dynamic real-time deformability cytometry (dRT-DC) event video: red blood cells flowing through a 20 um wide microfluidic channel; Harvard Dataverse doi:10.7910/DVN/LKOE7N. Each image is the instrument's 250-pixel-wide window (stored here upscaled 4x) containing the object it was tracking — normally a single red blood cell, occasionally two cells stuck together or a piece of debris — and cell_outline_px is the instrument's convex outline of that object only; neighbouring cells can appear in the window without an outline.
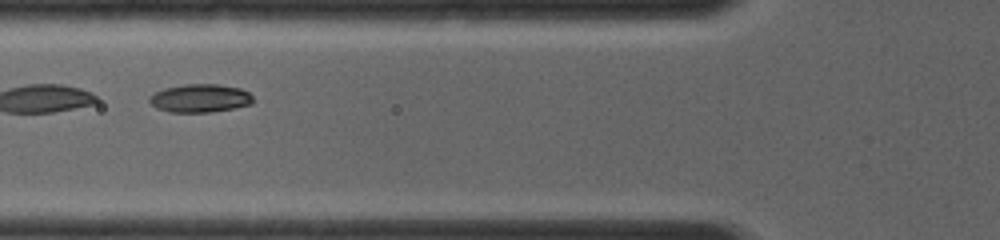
{"species": "common noctule bat (a hibernating species)", "species_latin": "Nyctalus noctula", "temperature_condition": "room temperature", "stored_images_in_passage": 52, "camera_frame_rate_fps": 4000, "um_per_image_px": 0.085, "animal": {"sex": "female", "body_mass_g": 19.0, "forearm_length_mm": 56.7}, "frame": {"image": 1, "passage_image": 6, "time_ms": 1.0, "image_size_px": [1000, 240], "cell_outline_px": [[252, 104], [236, 108], [212, 112], [168, 112], [156, 108], [148, 100], [148, 96], [164, 88], [184, 84], [220, 84], [240, 88], [248, 92], [252, 96]], "centroid_in_image_um": [17.0, 8.35], "position_along_channel_um": 108.8, "area_um2": 17.22}}
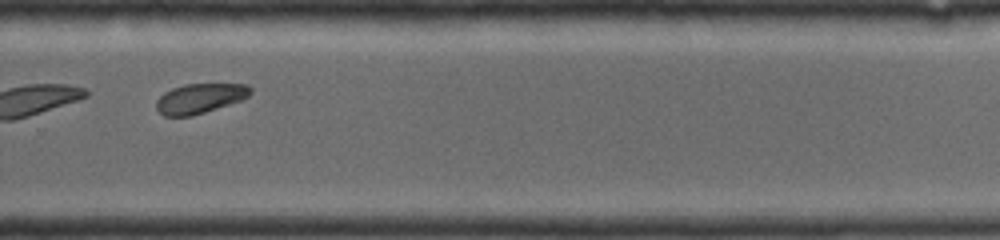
{"frame": {"image": 2, "passage_image": 35, "time_ms": 5.5, "image_size_px": [1000, 240], "cell_outline_px": [[252, 92], [248, 96], [240, 100], [204, 112], [188, 116], [164, 116], [156, 108], [156, 100], [164, 92], [172, 88], [184, 84], [248, 84], [252, 88]], "centroid_in_image_um": [16.97, 8.35], "position_along_channel_um": 312.8, "area_um2": 16.18}}
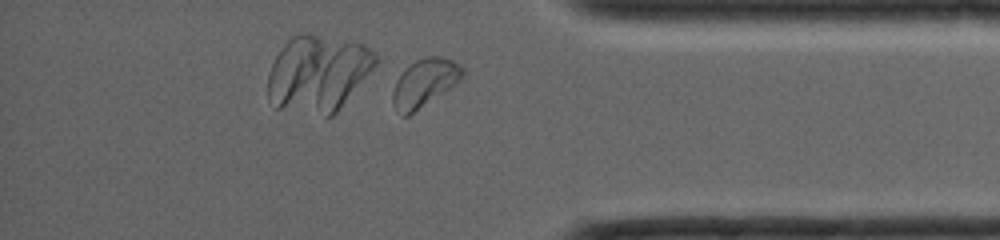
{"frame": {"image": 3, "passage_image": 51, "time_ms": 7.5, "image_size_px": [1000, 240], "cell_outline_px": [[464, 72], [460, 80], [408, 116], [404, 116], [392, 104], [392, 92], [396, 80], [404, 68], [416, 60], [424, 56], [440, 56], [452, 60], [460, 64], [464, 68]], "centroid_in_image_um": [36.06, 7.0], "position_along_channel_um": 399.1, "area_um2": 19.25}}